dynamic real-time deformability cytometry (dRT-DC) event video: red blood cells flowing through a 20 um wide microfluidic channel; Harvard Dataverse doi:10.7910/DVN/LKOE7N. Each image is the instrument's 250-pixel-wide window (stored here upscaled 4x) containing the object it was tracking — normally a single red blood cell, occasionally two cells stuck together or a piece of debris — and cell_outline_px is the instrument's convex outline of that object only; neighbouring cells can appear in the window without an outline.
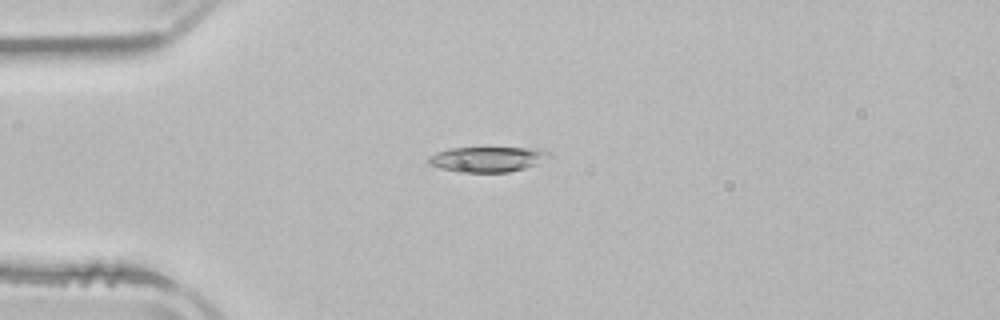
{"species": "common noctule bat (a hibernating species)", "species_latin": "Nyctalus noctula", "temperature_condition": "room temperature", "stored_images_in_passage": 2, "camera_frame_rate_fps": 3000, "um_per_image_px": 0.085, "animal": {"sex": "male", "body_mass_g": 21.5, "forearm_length_mm": 52.0}, "frame": {"image": 1, "passage_image": 1, "time_ms": 0.0, "image_size_px": [1000, 320], "cell_outline_px": [[552, 156], [536, 164], [524, 168], [508, 172], [456, 172], [440, 168], [428, 164], [428, 156], [436, 152], [448, 148], [536, 148], [548, 152]], "centroid_in_image_um": [41.39, 13.53], "position_along_channel_um": 43.6, "area_um2": 17.74}}
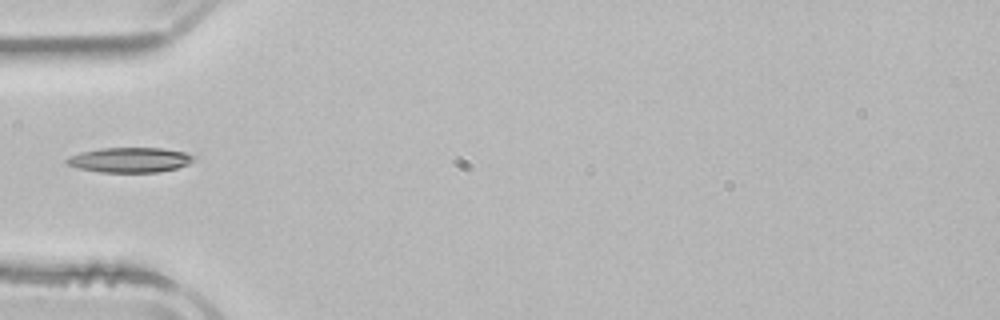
{"frame": {"image": 2, "passage_image": 2, "time_ms": 1.333, "image_size_px": [1000, 320], "cell_outline_px": [[196, 160], [188, 164], [176, 168], [156, 172], [100, 172], [76, 168], [68, 164], [64, 160], [68, 156], [80, 152], [100, 148], [160, 148], [188, 152], [196, 156]], "centroid_in_image_um": [11.05, 13.58], "position_along_channel_um": 74.0, "area_um2": 18.67}}